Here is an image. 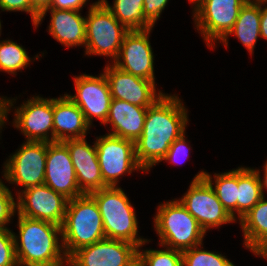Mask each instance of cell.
Segmentation results:
<instances>
[{
    "label": "cell",
    "instance_id": "277c9868",
    "mask_svg": "<svg viewBox=\"0 0 267 266\" xmlns=\"http://www.w3.org/2000/svg\"><path fill=\"white\" fill-rule=\"evenodd\" d=\"M103 220L105 237L143 247L149 241L138 236L135 209L120 187H105L91 192Z\"/></svg>",
    "mask_w": 267,
    "mask_h": 266
},
{
    "label": "cell",
    "instance_id": "83f0119b",
    "mask_svg": "<svg viewBox=\"0 0 267 266\" xmlns=\"http://www.w3.org/2000/svg\"><path fill=\"white\" fill-rule=\"evenodd\" d=\"M202 244L182 252L183 266H235L226 256L202 250Z\"/></svg>",
    "mask_w": 267,
    "mask_h": 266
},
{
    "label": "cell",
    "instance_id": "7a4b0ae2",
    "mask_svg": "<svg viewBox=\"0 0 267 266\" xmlns=\"http://www.w3.org/2000/svg\"><path fill=\"white\" fill-rule=\"evenodd\" d=\"M17 215L19 236L14 233V241L18 266H65V262L68 264L63 243H60L58 237L62 236L61 226Z\"/></svg>",
    "mask_w": 267,
    "mask_h": 266
},
{
    "label": "cell",
    "instance_id": "cb8c5ba5",
    "mask_svg": "<svg viewBox=\"0 0 267 266\" xmlns=\"http://www.w3.org/2000/svg\"><path fill=\"white\" fill-rule=\"evenodd\" d=\"M263 197L260 170L238 167V219L243 218Z\"/></svg>",
    "mask_w": 267,
    "mask_h": 266
},
{
    "label": "cell",
    "instance_id": "b9f144b4",
    "mask_svg": "<svg viewBox=\"0 0 267 266\" xmlns=\"http://www.w3.org/2000/svg\"><path fill=\"white\" fill-rule=\"evenodd\" d=\"M3 185H4V184H3L2 180L0 179V188H1Z\"/></svg>",
    "mask_w": 267,
    "mask_h": 266
},
{
    "label": "cell",
    "instance_id": "f546056e",
    "mask_svg": "<svg viewBox=\"0 0 267 266\" xmlns=\"http://www.w3.org/2000/svg\"><path fill=\"white\" fill-rule=\"evenodd\" d=\"M0 266H18L14 232L7 228H0Z\"/></svg>",
    "mask_w": 267,
    "mask_h": 266
},
{
    "label": "cell",
    "instance_id": "4316f807",
    "mask_svg": "<svg viewBox=\"0 0 267 266\" xmlns=\"http://www.w3.org/2000/svg\"><path fill=\"white\" fill-rule=\"evenodd\" d=\"M26 50L11 40L0 41V71L16 74L30 64Z\"/></svg>",
    "mask_w": 267,
    "mask_h": 266
},
{
    "label": "cell",
    "instance_id": "3957f363",
    "mask_svg": "<svg viewBox=\"0 0 267 266\" xmlns=\"http://www.w3.org/2000/svg\"><path fill=\"white\" fill-rule=\"evenodd\" d=\"M61 233L60 240L67 258L80 248L106 238L99 207L90 194L68 201Z\"/></svg>",
    "mask_w": 267,
    "mask_h": 266
},
{
    "label": "cell",
    "instance_id": "52a82bcc",
    "mask_svg": "<svg viewBox=\"0 0 267 266\" xmlns=\"http://www.w3.org/2000/svg\"><path fill=\"white\" fill-rule=\"evenodd\" d=\"M97 158L106 187H117L119 178L134 170L144 169L135 157V142L106 134L96 138Z\"/></svg>",
    "mask_w": 267,
    "mask_h": 266
},
{
    "label": "cell",
    "instance_id": "d6a6232c",
    "mask_svg": "<svg viewBox=\"0 0 267 266\" xmlns=\"http://www.w3.org/2000/svg\"><path fill=\"white\" fill-rule=\"evenodd\" d=\"M169 0H144L143 13L146 22L153 28Z\"/></svg>",
    "mask_w": 267,
    "mask_h": 266
},
{
    "label": "cell",
    "instance_id": "4dcf8cb0",
    "mask_svg": "<svg viewBox=\"0 0 267 266\" xmlns=\"http://www.w3.org/2000/svg\"><path fill=\"white\" fill-rule=\"evenodd\" d=\"M16 210L17 204L11 190L3 185L0 188V228H7L6 224L8 225Z\"/></svg>",
    "mask_w": 267,
    "mask_h": 266
},
{
    "label": "cell",
    "instance_id": "1f68e13d",
    "mask_svg": "<svg viewBox=\"0 0 267 266\" xmlns=\"http://www.w3.org/2000/svg\"><path fill=\"white\" fill-rule=\"evenodd\" d=\"M0 9L2 11H24L31 14L33 25L35 26L39 13L31 6L30 0H0Z\"/></svg>",
    "mask_w": 267,
    "mask_h": 266
},
{
    "label": "cell",
    "instance_id": "30bf717a",
    "mask_svg": "<svg viewBox=\"0 0 267 266\" xmlns=\"http://www.w3.org/2000/svg\"><path fill=\"white\" fill-rule=\"evenodd\" d=\"M248 0H205L194 11L197 30L208 47L223 40L236 22L241 8Z\"/></svg>",
    "mask_w": 267,
    "mask_h": 266
},
{
    "label": "cell",
    "instance_id": "ac0fdd59",
    "mask_svg": "<svg viewBox=\"0 0 267 266\" xmlns=\"http://www.w3.org/2000/svg\"><path fill=\"white\" fill-rule=\"evenodd\" d=\"M63 143L69 150L80 191L90 194L105 188L95 143L90 146L85 138L68 139Z\"/></svg>",
    "mask_w": 267,
    "mask_h": 266
},
{
    "label": "cell",
    "instance_id": "6da1fadb",
    "mask_svg": "<svg viewBox=\"0 0 267 266\" xmlns=\"http://www.w3.org/2000/svg\"><path fill=\"white\" fill-rule=\"evenodd\" d=\"M187 113L176 95L164 94L147 108L143 132L135 142V157L145 172L161 162L170 145L185 133Z\"/></svg>",
    "mask_w": 267,
    "mask_h": 266
},
{
    "label": "cell",
    "instance_id": "d4e9b609",
    "mask_svg": "<svg viewBox=\"0 0 267 266\" xmlns=\"http://www.w3.org/2000/svg\"><path fill=\"white\" fill-rule=\"evenodd\" d=\"M203 178L211 185L223 207L236 220L238 200V169L221 174L215 173L214 186L211 174L205 172Z\"/></svg>",
    "mask_w": 267,
    "mask_h": 266
},
{
    "label": "cell",
    "instance_id": "74e56055",
    "mask_svg": "<svg viewBox=\"0 0 267 266\" xmlns=\"http://www.w3.org/2000/svg\"><path fill=\"white\" fill-rule=\"evenodd\" d=\"M31 6L41 14L44 10L50 7L52 0H30Z\"/></svg>",
    "mask_w": 267,
    "mask_h": 266
},
{
    "label": "cell",
    "instance_id": "8d00e7d4",
    "mask_svg": "<svg viewBox=\"0 0 267 266\" xmlns=\"http://www.w3.org/2000/svg\"><path fill=\"white\" fill-rule=\"evenodd\" d=\"M267 4V1L260 2V33L261 38L267 40V6L264 4ZM262 5L265 6V8H262Z\"/></svg>",
    "mask_w": 267,
    "mask_h": 266
},
{
    "label": "cell",
    "instance_id": "ab89813d",
    "mask_svg": "<svg viewBox=\"0 0 267 266\" xmlns=\"http://www.w3.org/2000/svg\"><path fill=\"white\" fill-rule=\"evenodd\" d=\"M190 2L194 3V10L205 0H189Z\"/></svg>",
    "mask_w": 267,
    "mask_h": 266
},
{
    "label": "cell",
    "instance_id": "8992f818",
    "mask_svg": "<svg viewBox=\"0 0 267 266\" xmlns=\"http://www.w3.org/2000/svg\"><path fill=\"white\" fill-rule=\"evenodd\" d=\"M128 32L106 5L98 0L90 5L86 17L85 54L109 56L115 61Z\"/></svg>",
    "mask_w": 267,
    "mask_h": 266
},
{
    "label": "cell",
    "instance_id": "d590c367",
    "mask_svg": "<svg viewBox=\"0 0 267 266\" xmlns=\"http://www.w3.org/2000/svg\"><path fill=\"white\" fill-rule=\"evenodd\" d=\"M14 99H6L5 97L0 98V130L4 126L5 121L7 120L8 112L13 105Z\"/></svg>",
    "mask_w": 267,
    "mask_h": 266
},
{
    "label": "cell",
    "instance_id": "7402d4cb",
    "mask_svg": "<svg viewBox=\"0 0 267 266\" xmlns=\"http://www.w3.org/2000/svg\"><path fill=\"white\" fill-rule=\"evenodd\" d=\"M239 221L245 247L255 255L267 258V200L265 197Z\"/></svg>",
    "mask_w": 267,
    "mask_h": 266
},
{
    "label": "cell",
    "instance_id": "f1b7e54d",
    "mask_svg": "<svg viewBox=\"0 0 267 266\" xmlns=\"http://www.w3.org/2000/svg\"><path fill=\"white\" fill-rule=\"evenodd\" d=\"M165 250H142L138 247L139 266H183L182 252L165 247Z\"/></svg>",
    "mask_w": 267,
    "mask_h": 266
},
{
    "label": "cell",
    "instance_id": "836d02e7",
    "mask_svg": "<svg viewBox=\"0 0 267 266\" xmlns=\"http://www.w3.org/2000/svg\"><path fill=\"white\" fill-rule=\"evenodd\" d=\"M185 133H183L179 138H177L171 145L169 150L167 151V154L161 159V161H170L173 164H178L177 162L179 157H187L189 156L188 153V145L187 141H185ZM183 157V158H184ZM182 158V159H183Z\"/></svg>",
    "mask_w": 267,
    "mask_h": 266
},
{
    "label": "cell",
    "instance_id": "4fadbf2b",
    "mask_svg": "<svg viewBox=\"0 0 267 266\" xmlns=\"http://www.w3.org/2000/svg\"><path fill=\"white\" fill-rule=\"evenodd\" d=\"M21 105L15 109L13 126L21 130L26 141L54 142L53 98L35 96Z\"/></svg>",
    "mask_w": 267,
    "mask_h": 266
},
{
    "label": "cell",
    "instance_id": "5bb4252c",
    "mask_svg": "<svg viewBox=\"0 0 267 266\" xmlns=\"http://www.w3.org/2000/svg\"><path fill=\"white\" fill-rule=\"evenodd\" d=\"M151 30L129 31L124 36L118 57L112 63L126 73L155 83L154 55L149 41Z\"/></svg>",
    "mask_w": 267,
    "mask_h": 266
},
{
    "label": "cell",
    "instance_id": "60d3db41",
    "mask_svg": "<svg viewBox=\"0 0 267 266\" xmlns=\"http://www.w3.org/2000/svg\"><path fill=\"white\" fill-rule=\"evenodd\" d=\"M248 1H252V2H263V1H267V0H248Z\"/></svg>",
    "mask_w": 267,
    "mask_h": 266
},
{
    "label": "cell",
    "instance_id": "2e32d148",
    "mask_svg": "<svg viewBox=\"0 0 267 266\" xmlns=\"http://www.w3.org/2000/svg\"><path fill=\"white\" fill-rule=\"evenodd\" d=\"M112 99L127 101L140 107L152 106L164 95L156 92L153 81L126 73L110 63L104 68Z\"/></svg>",
    "mask_w": 267,
    "mask_h": 266
},
{
    "label": "cell",
    "instance_id": "44dd1931",
    "mask_svg": "<svg viewBox=\"0 0 267 266\" xmlns=\"http://www.w3.org/2000/svg\"><path fill=\"white\" fill-rule=\"evenodd\" d=\"M147 108L112 99L105 125L111 124L113 131L108 134L136 142L143 132Z\"/></svg>",
    "mask_w": 267,
    "mask_h": 266
},
{
    "label": "cell",
    "instance_id": "484cf974",
    "mask_svg": "<svg viewBox=\"0 0 267 266\" xmlns=\"http://www.w3.org/2000/svg\"><path fill=\"white\" fill-rule=\"evenodd\" d=\"M101 1L129 31L152 29L144 17V0H114L113 6L107 0Z\"/></svg>",
    "mask_w": 267,
    "mask_h": 266
},
{
    "label": "cell",
    "instance_id": "7c38bea8",
    "mask_svg": "<svg viewBox=\"0 0 267 266\" xmlns=\"http://www.w3.org/2000/svg\"><path fill=\"white\" fill-rule=\"evenodd\" d=\"M17 214L61 226L69 199L43 184L17 193Z\"/></svg>",
    "mask_w": 267,
    "mask_h": 266
},
{
    "label": "cell",
    "instance_id": "5b68a950",
    "mask_svg": "<svg viewBox=\"0 0 267 266\" xmlns=\"http://www.w3.org/2000/svg\"><path fill=\"white\" fill-rule=\"evenodd\" d=\"M154 217L160 244L178 251H185L202 244L205 231L179 200L160 204Z\"/></svg>",
    "mask_w": 267,
    "mask_h": 266
},
{
    "label": "cell",
    "instance_id": "e0dca14e",
    "mask_svg": "<svg viewBox=\"0 0 267 266\" xmlns=\"http://www.w3.org/2000/svg\"><path fill=\"white\" fill-rule=\"evenodd\" d=\"M44 184L69 200L83 195L69 150L63 142L48 143Z\"/></svg>",
    "mask_w": 267,
    "mask_h": 266
},
{
    "label": "cell",
    "instance_id": "d6986e66",
    "mask_svg": "<svg viewBox=\"0 0 267 266\" xmlns=\"http://www.w3.org/2000/svg\"><path fill=\"white\" fill-rule=\"evenodd\" d=\"M48 11L51 13L49 33L55 40L68 47L85 46L86 17L81 16L80 11L47 8L39 15L35 28Z\"/></svg>",
    "mask_w": 267,
    "mask_h": 266
},
{
    "label": "cell",
    "instance_id": "f35d334b",
    "mask_svg": "<svg viewBox=\"0 0 267 266\" xmlns=\"http://www.w3.org/2000/svg\"><path fill=\"white\" fill-rule=\"evenodd\" d=\"M264 178L261 180L262 190L267 189V161L264 165Z\"/></svg>",
    "mask_w": 267,
    "mask_h": 266
},
{
    "label": "cell",
    "instance_id": "8fae6325",
    "mask_svg": "<svg viewBox=\"0 0 267 266\" xmlns=\"http://www.w3.org/2000/svg\"><path fill=\"white\" fill-rule=\"evenodd\" d=\"M138 246L129 242L104 238L75 251L67 266H135Z\"/></svg>",
    "mask_w": 267,
    "mask_h": 266
},
{
    "label": "cell",
    "instance_id": "ffe728a7",
    "mask_svg": "<svg viewBox=\"0 0 267 266\" xmlns=\"http://www.w3.org/2000/svg\"><path fill=\"white\" fill-rule=\"evenodd\" d=\"M54 142L86 138L90 125L80 108L65 94L53 98Z\"/></svg>",
    "mask_w": 267,
    "mask_h": 266
},
{
    "label": "cell",
    "instance_id": "603a6c76",
    "mask_svg": "<svg viewBox=\"0 0 267 266\" xmlns=\"http://www.w3.org/2000/svg\"><path fill=\"white\" fill-rule=\"evenodd\" d=\"M260 20V2L248 1L241 8L233 28L222 43L228 46V36L233 34L252 55L257 39L261 37Z\"/></svg>",
    "mask_w": 267,
    "mask_h": 266
},
{
    "label": "cell",
    "instance_id": "9a60e30c",
    "mask_svg": "<svg viewBox=\"0 0 267 266\" xmlns=\"http://www.w3.org/2000/svg\"><path fill=\"white\" fill-rule=\"evenodd\" d=\"M76 94L68 97L83 112L86 122L91 126L92 117H96L105 125L112 96L104 73L98 77L82 74L74 77Z\"/></svg>",
    "mask_w": 267,
    "mask_h": 266
},
{
    "label": "cell",
    "instance_id": "ba28073f",
    "mask_svg": "<svg viewBox=\"0 0 267 266\" xmlns=\"http://www.w3.org/2000/svg\"><path fill=\"white\" fill-rule=\"evenodd\" d=\"M204 173L202 170L195 175L187 193L179 201L206 233L210 228H218L236 220L223 207L211 185L203 178Z\"/></svg>",
    "mask_w": 267,
    "mask_h": 266
},
{
    "label": "cell",
    "instance_id": "9c48e42d",
    "mask_svg": "<svg viewBox=\"0 0 267 266\" xmlns=\"http://www.w3.org/2000/svg\"><path fill=\"white\" fill-rule=\"evenodd\" d=\"M47 149L48 142L26 141L5 162L3 177L8 183L20 185L24 190L43 185Z\"/></svg>",
    "mask_w": 267,
    "mask_h": 266
},
{
    "label": "cell",
    "instance_id": "e575fe53",
    "mask_svg": "<svg viewBox=\"0 0 267 266\" xmlns=\"http://www.w3.org/2000/svg\"><path fill=\"white\" fill-rule=\"evenodd\" d=\"M88 0H52L49 8L80 11Z\"/></svg>",
    "mask_w": 267,
    "mask_h": 266
}]
</instances>
